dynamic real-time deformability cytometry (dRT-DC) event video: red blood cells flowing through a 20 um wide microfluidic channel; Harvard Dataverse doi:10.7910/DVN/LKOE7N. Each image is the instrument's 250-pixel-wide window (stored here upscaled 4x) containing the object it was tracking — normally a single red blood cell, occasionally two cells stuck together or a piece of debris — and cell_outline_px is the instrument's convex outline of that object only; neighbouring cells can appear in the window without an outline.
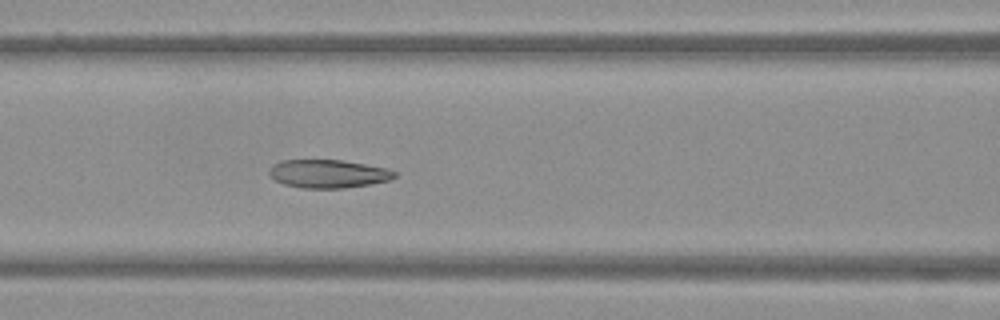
{"species": "Egyptian fruit bat (a non-hibernating species)", "species_latin": "Rousettus aegyptiacus", "temperature_condition": "warm", "stored_images_in_passage": 35, "camera_frame_rate_fps": 3000, "um_per_image_px": 0.085, "frame": {"image": 1, "passage_image": 10, "time_ms": 3.0, "image_size_px": [1000, 320], "cell_outline_px": [[396, 176], [388, 180], [372, 184], [344, 188], [304, 188], [284, 184], [276, 180], [268, 172], [272, 164], [280, 160], [340, 160], [388, 168], [396, 172]], "centroid_in_image_um": [27.9, 14.76], "position_along_channel_um": 138.7, "area_um2": 20.58}}
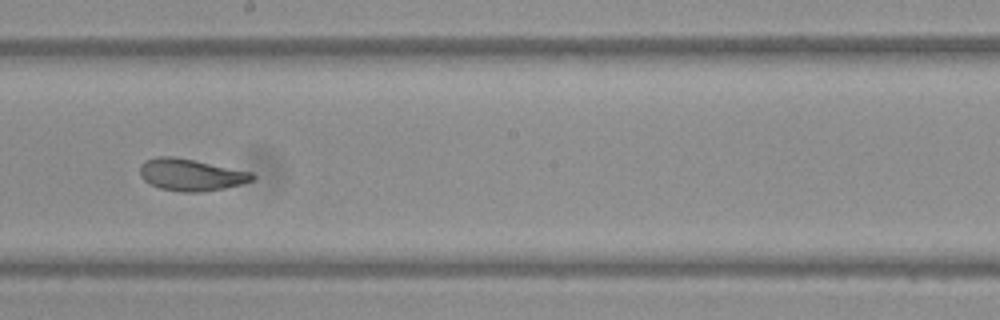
{"frame": {"image": 2, "passage_image": 17, "time_ms": 5.333, "image_size_px": [1000, 320], "cell_outline_px": [[256, 176], [252, 180], [240, 184], [224, 188], [200, 192], [180, 192], [160, 188], [144, 180], [140, 176], [140, 164], [144, 160], [160, 156], [176, 156], [252, 172]], "centroid_in_image_um": [16.21, 14.84], "position_along_channel_um": 232.0, "area_um2": 20.92}}
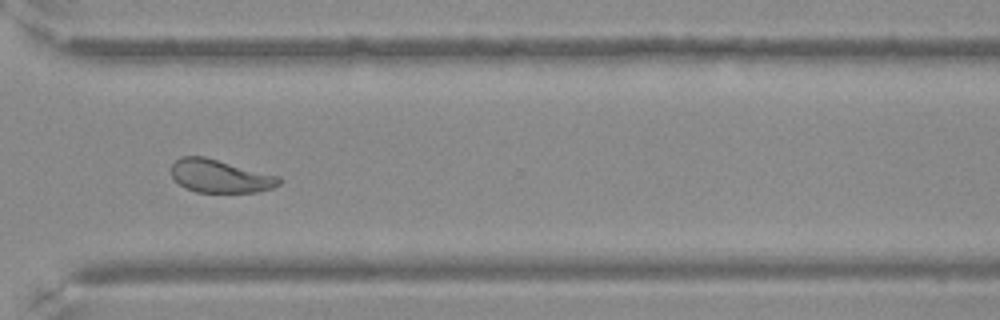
{"frame": {"image": 3, "passage_image": 26, "time_ms": 8.333, "image_size_px": [1000, 320], "cell_outline_px": [[284, 180], [280, 184], [272, 188], [256, 192], [196, 192], [184, 188], [172, 176], [172, 164], [180, 156], [204, 156], [280, 176]], "centroid_in_image_um": [18.73, 14.97], "position_along_channel_um": 351.9, "area_um2": 20.87}}